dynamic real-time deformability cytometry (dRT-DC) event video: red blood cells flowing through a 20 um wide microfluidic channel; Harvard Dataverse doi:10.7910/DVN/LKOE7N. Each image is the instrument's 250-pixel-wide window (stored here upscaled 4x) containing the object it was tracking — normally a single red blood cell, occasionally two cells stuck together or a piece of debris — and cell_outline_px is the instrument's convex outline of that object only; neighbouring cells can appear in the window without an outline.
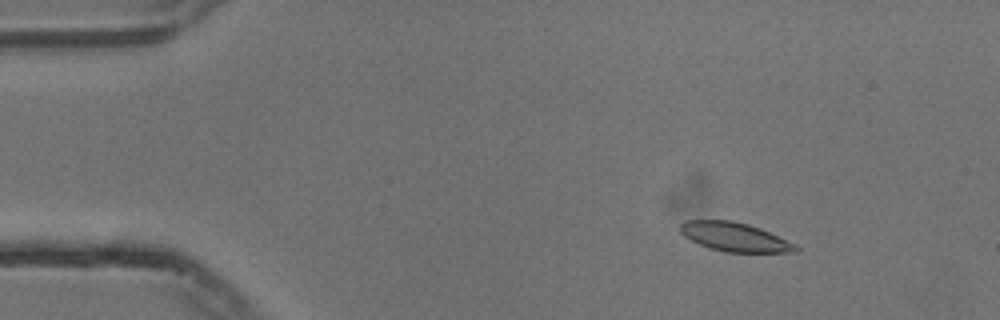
{"species": "common noctule bat (a hibernating species)", "species_latin": "Nyctalus noctula", "temperature_condition": "cold", "stored_images_in_passage": 55, "camera_frame_rate_fps": 3000, "um_per_image_px": 0.085, "animal": {"sex": "male", "body_mass_g": 13.3}, "frame": {"image": 1, "passage_image": 8, "time_ms": 2.333, "image_size_px": [1000, 320], "cell_outline_px": [[800, 248], [796, 252], [724, 252], [708, 248], [684, 236], [680, 232], [680, 224], [684, 220], [732, 220], [748, 224], [760, 228], [796, 244]], "centroid_in_image_um": [62.44, 20.14], "position_along_channel_um": 22.6, "area_um2": 19.48}}
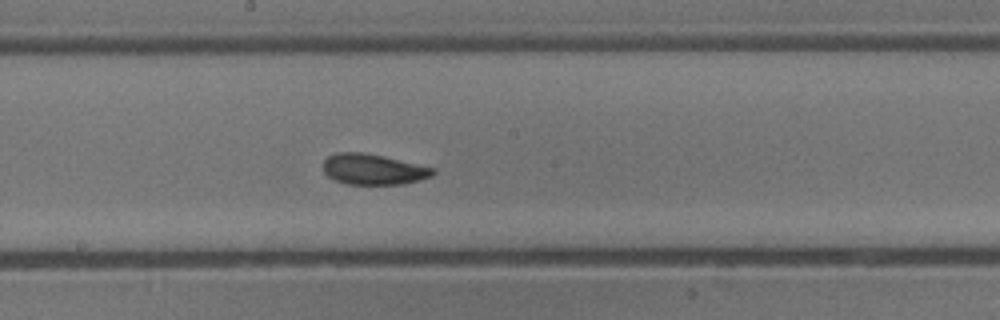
{"frame": {"image": 2, "passage_image": 30, "time_ms": 9.667, "image_size_px": [1000, 320], "cell_outline_px": [[436, 172], [432, 176], [420, 180], [404, 184], [348, 184], [336, 180], [328, 176], [324, 172], [324, 160], [328, 156], [336, 152], [360, 152], [384, 156], [436, 168]], "centroid_in_image_um": [31.76, 14.39], "position_along_channel_um": 216.4, "area_um2": 19.65}}
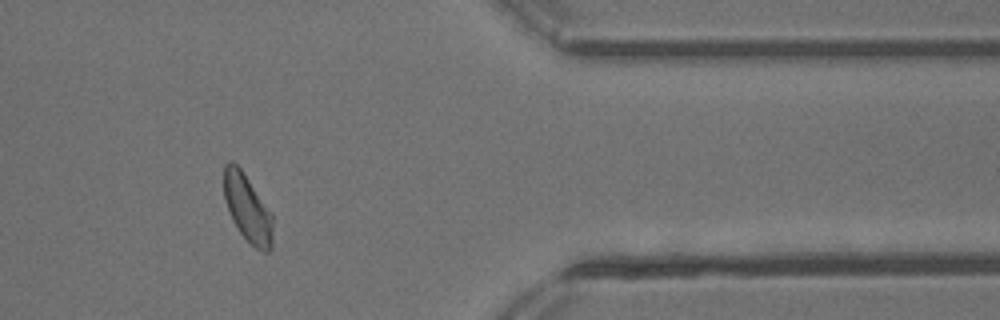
{"frame": {"image": 3, "passage_image": 46, "time_ms": 15.0, "image_size_px": [1000, 320], "cell_outline_px": [[272, 248], [268, 252], [264, 252], [256, 248], [240, 232], [232, 220], [224, 200], [224, 164], [228, 160], [232, 160], [240, 168], [272, 212]], "centroid_in_image_um": [21.03, 17.68], "position_along_channel_um": 390.4, "area_um2": 19.19}, "authors_computed_cell_mechanics": {"area_um2": 19.8254, "velocity_mm_per_s": 3.7172, "shape_relaxation_time_tau1_ms": 2.9358, "shape_relaxation_time_tau2_ms": 1.6135, "deformation_change_tau1": 0.0912, "deformation_change_tau2": 0.0547}}